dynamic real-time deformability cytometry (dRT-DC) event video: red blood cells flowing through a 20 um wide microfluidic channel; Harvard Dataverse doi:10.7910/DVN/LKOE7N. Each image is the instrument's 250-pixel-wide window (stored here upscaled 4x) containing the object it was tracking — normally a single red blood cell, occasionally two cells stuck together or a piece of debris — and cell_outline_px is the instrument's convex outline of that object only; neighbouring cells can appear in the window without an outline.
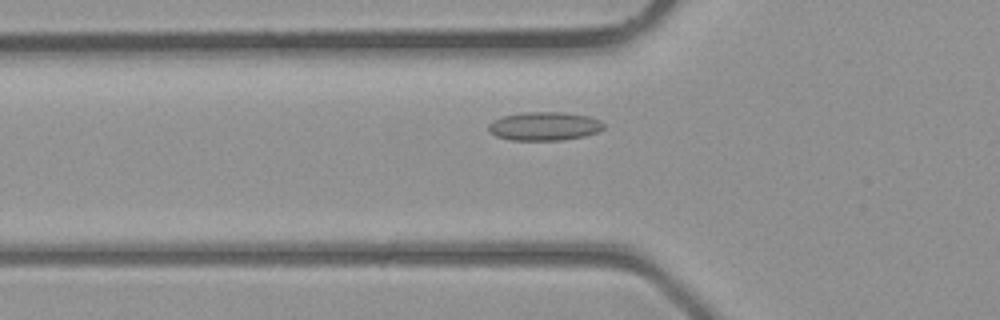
{"species": "common noctule bat (a hibernating species)", "species_latin": "Nyctalus noctula", "temperature_condition": "room temperature", "stored_images_in_passage": 33, "camera_frame_rate_fps": 3000, "um_per_image_px": 0.085, "animal": {"sex": "male", "body_mass_g": 23.1, "forearm_length_mm": 52.7}, "frame": {"image": 1, "passage_image": 8, "time_ms": 2.333, "image_size_px": [1000, 320], "cell_outline_px": [[604, 128], [596, 132], [584, 136], [564, 140], [508, 140], [496, 136], [488, 132], [488, 124], [492, 120], [504, 116], [524, 112], [564, 112], [588, 116], [600, 120], [604, 124]], "centroid_in_image_um": [46.24, 10.73], "position_along_channel_um": 79.6, "area_um2": 19.31}}
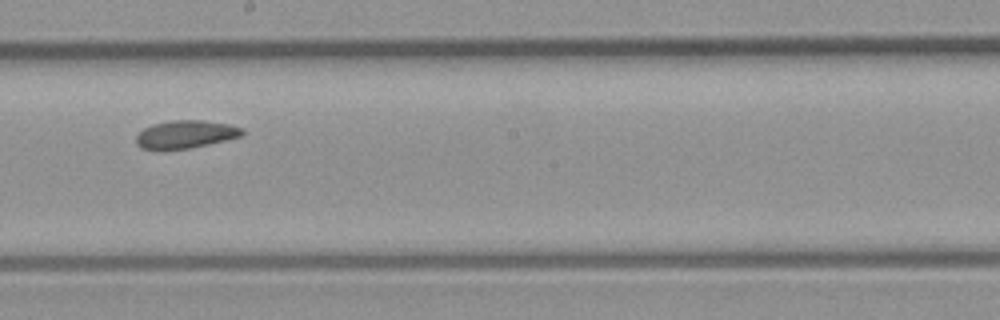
{"frame": {"image": 2, "passage_image": 17, "time_ms": 5.333, "image_size_px": [1000, 320], "cell_outline_px": [[244, 132], [240, 136], [208, 144], [188, 148], [164, 152], [140, 148], [136, 144], [136, 136], [144, 128], [152, 124], [172, 120], [200, 120], [228, 124], [244, 128]], "centroid_in_image_um": [15.7, 11.44], "position_along_channel_um": 232.5, "area_um2": 17.51}}
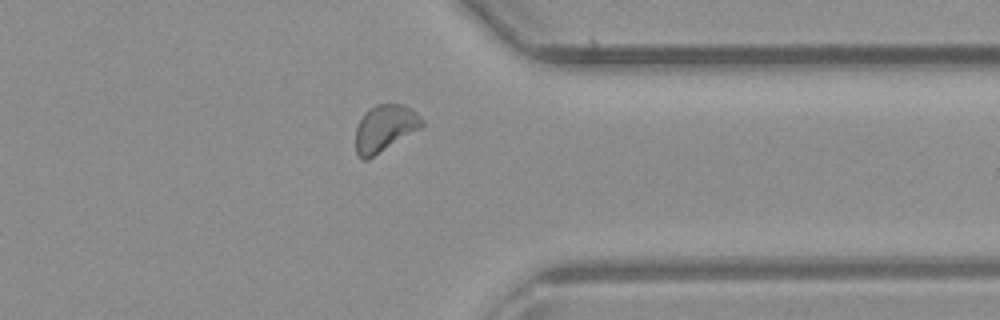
{"frame": {"image": 3, "passage_image": 26, "time_ms": 8.333, "image_size_px": [1000, 320], "cell_outline_px": [[424, 124], [420, 128], [368, 160], [364, 160], [356, 152], [356, 128], [364, 112], [376, 104], [404, 104], [412, 108], [424, 120]], "centroid_in_image_um": [32.72, 10.88], "position_along_channel_um": 378.7, "area_um2": 18.03}}